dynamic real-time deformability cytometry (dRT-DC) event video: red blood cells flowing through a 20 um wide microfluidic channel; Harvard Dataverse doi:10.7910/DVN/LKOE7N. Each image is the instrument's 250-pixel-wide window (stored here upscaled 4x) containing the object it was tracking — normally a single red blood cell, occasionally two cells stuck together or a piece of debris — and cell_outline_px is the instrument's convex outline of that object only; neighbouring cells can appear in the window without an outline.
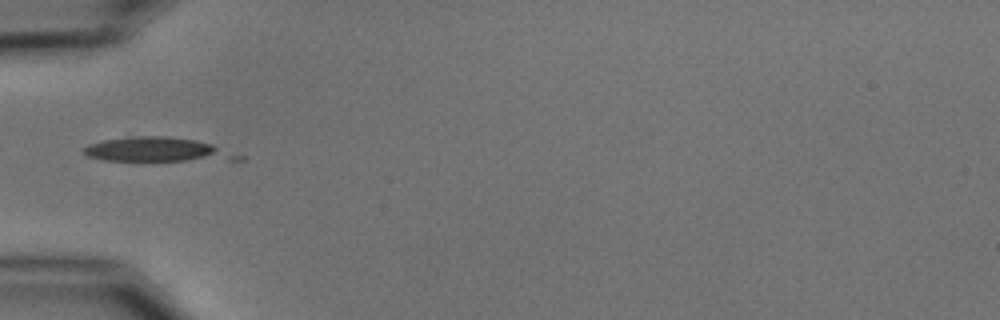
{"species": "common noctule bat (a hibernating species)", "species_latin": "Nyctalus noctula", "temperature_condition": "cold", "stored_images_in_passage": 37, "camera_frame_rate_fps": 3000, "um_per_image_px": 0.085, "animal": {"sex": "male", "body_mass_g": 15.6}, "frame": {"image": 1, "passage_image": 1, "time_ms": 0.0, "image_size_px": [1000, 320], "cell_outline_px": [[216, 148], [212, 152], [204, 156], [184, 160], [104, 160], [88, 156], [80, 148], [88, 144], [104, 140], [128, 136], [168, 136], [196, 140], [212, 144]], "centroid_in_image_um": [12.58, 12.63], "position_along_channel_um": 72.4, "area_um2": 18.96}}
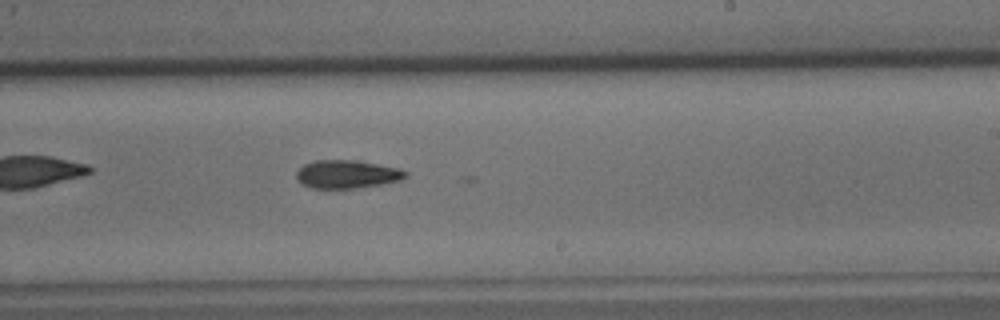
{"frame": {"image": 2, "passage_image": 16, "time_ms": 5.0, "image_size_px": [1000, 320], "cell_outline_px": [[408, 176], [400, 180], [380, 184], [356, 188], [312, 188], [296, 180], [296, 172], [304, 164], [316, 160], [356, 160], [400, 168], [408, 172]], "centroid_in_image_um": [29.5, 14.8], "position_along_channel_um": 259.5, "area_um2": 17.92}}
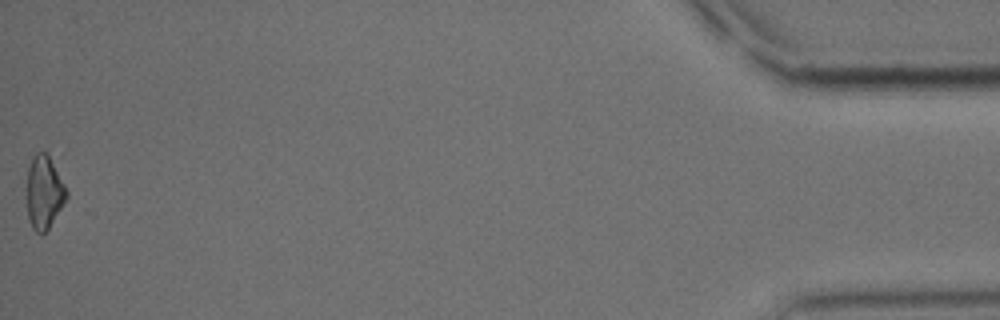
{"frame": {"image": 3, "passage_image": 37, "time_ms": 12.0, "image_size_px": [1000, 320], "cell_outline_px": [[68, 196], [48, 228], [40, 236], [32, 228], [28, 216], [28, 168], [36, 152], [48, 152], [68, 192]], "centroid_in_image_um": [3.76, 16.34], "position_along_channel_um": 431.4, "area_um2": 16.59}, "authors_computed_cell_mechanics": {"area_um2": 17.629, "velocity_mm_per_s": 3.7264, "shape_relaxation_time_tau1_ms": null, "shape_relaxation_time_tau2_ms": 3.8406, "deformation_change_tau1": null, "deformation_change_tau2": 0.0981}}